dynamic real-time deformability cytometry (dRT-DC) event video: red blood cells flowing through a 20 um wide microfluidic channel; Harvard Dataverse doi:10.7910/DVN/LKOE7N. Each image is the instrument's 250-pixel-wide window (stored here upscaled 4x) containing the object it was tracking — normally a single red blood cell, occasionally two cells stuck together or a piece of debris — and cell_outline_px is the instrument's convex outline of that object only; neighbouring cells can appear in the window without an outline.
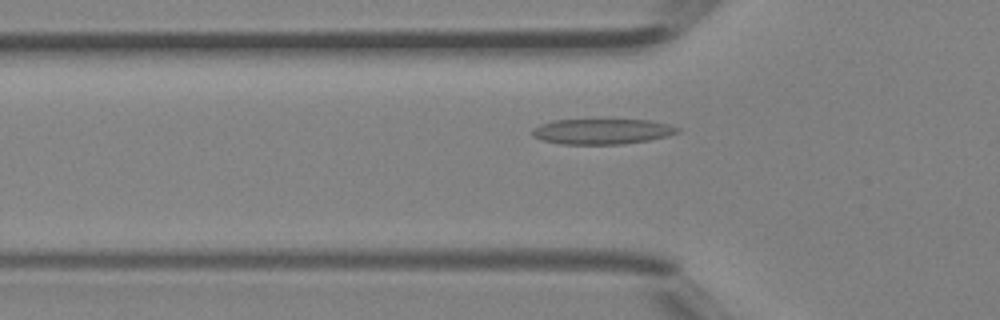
{"species": "Egyptian fruit bat (a non-hibernating species)", "species_latin": "Rousettus aegyptiacus", "temperature_condition": "room temperature", "stored_images_in_passage": 40, "camera_frame_rate_fps": 3000, "um_per_image_px": 0.085, "animal": {"sex": "female"}, "frame": {"image": 1, "passage_image": 13, "time_ms": 4.0, "image_size_px": [1000, 320], "cell_outline_px": [[680, 132], [668, 136], [648, 140], [624, 144], [560, 144], [540, 140], [532, 136], [532, 128], [540, 124], [552, 120], [648, 120], [672, 124], [680, 128]], "centroid_in_image_um": [51.18, 11.17], "position_along_channel_um": 74.6, "area_um2": 21.73}}
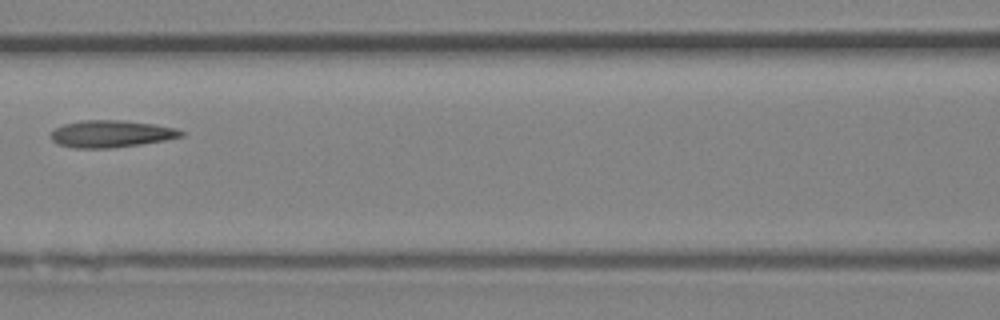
{"frame": {"image": 2, "passage_image": 18, "time_ms": 5.667, "image_size_px": [1000, 320], "cell_outline_px": [[184, 136], [164, 140], [140, 144], [112, 148], [72, 148], [56, 144], [52, 140], [52, 132], [56, 128], [64, 124], [80, 120], [124, 120], [152, 124], [176, 128], [184, 132]], "centroid_in_image_um": [9.43, 11.38], "position_along_channel_um": 157.2, "area_um2": 20.52}}
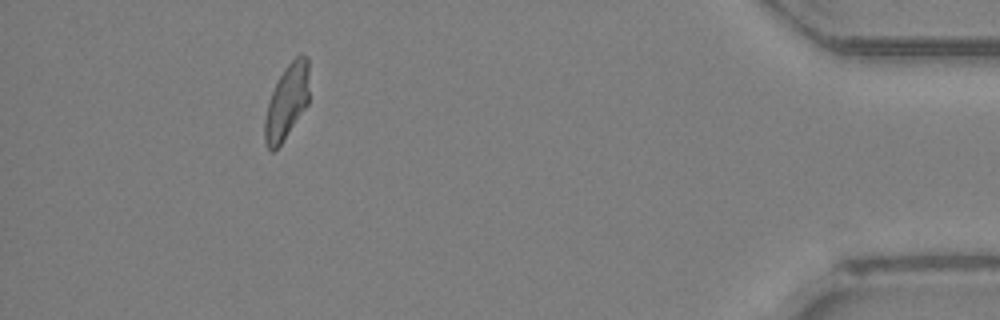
{"frame": {"image": 3, "passage_image": 37, "time_ms": 12.0, "image_size_px": [1000, 320], "cell_outline_px": [[308, 104], [280, 144], [272, 152], [264, 144], [264, 120], [268, 100], [284, 68], [300, 52], [308, 56]], "centroid_in_image_um": [24.37, 8.63], "position_along_channel_um": 410.8, "area_um2": 19.25}}